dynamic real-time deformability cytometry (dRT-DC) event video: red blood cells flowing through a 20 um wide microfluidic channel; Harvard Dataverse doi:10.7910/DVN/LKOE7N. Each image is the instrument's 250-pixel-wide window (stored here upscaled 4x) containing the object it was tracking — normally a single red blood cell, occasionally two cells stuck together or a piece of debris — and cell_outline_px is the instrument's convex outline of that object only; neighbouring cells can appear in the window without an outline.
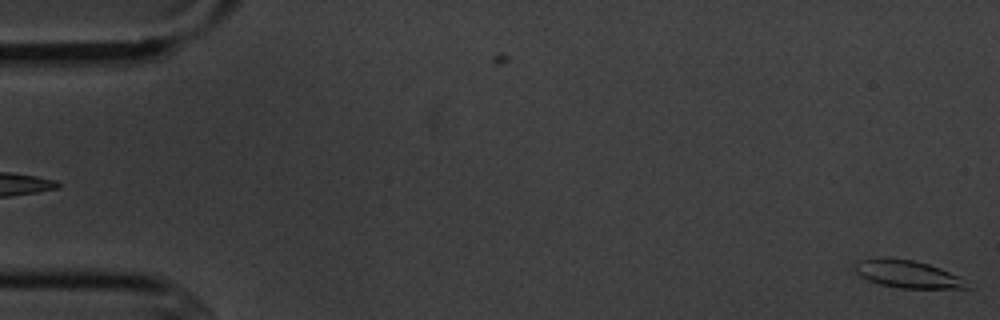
{"species": "common noctule bat (a hibernating species)", "species_latin": "Nyctalus noctula", "temperature_condition": "cold", "stored_images_in_passage": 2, "segment_of_instrument_passage": [2, 2], "camera_frame_rate_fps": 3000, "um_per_image_px": 0.085, "animal": {"sex": "male", "body_mass_g": 20.1, "forearm_length_mm": 53.5}, "frame": {"image": 1, "passage_image": 2, "time_ms": 1.0, "image_size_px": [1000, 320], "cell_outline_px": [[972, 288], [900, 288], [880, 284], [868, 280], [860, 276], [852, 268], [856, 260], [880, 256], [912, 260], [928, 264], [940, 268], [956, 276]], "centroid_in_image_um": [77.0, 23.27], "position_along_channel_um": 8.0, "area_um2": 17.98}}